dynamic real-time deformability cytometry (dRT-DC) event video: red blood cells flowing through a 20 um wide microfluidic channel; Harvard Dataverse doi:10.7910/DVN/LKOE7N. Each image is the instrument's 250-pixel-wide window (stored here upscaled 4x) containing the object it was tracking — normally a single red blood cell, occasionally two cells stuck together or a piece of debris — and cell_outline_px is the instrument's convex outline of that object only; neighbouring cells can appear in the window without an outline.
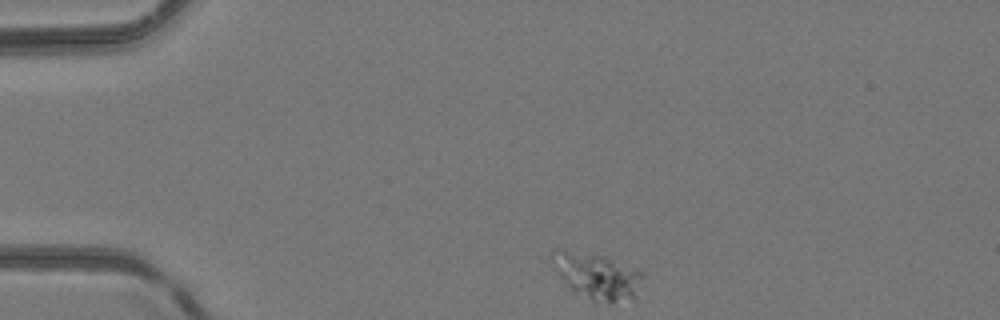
{"species": "common noctule bat (a hibernating species)", "species_latin": "Nyctalus noctula", "temperature_condition": "room temperature", "stored_images_in_passage": 41, "camera_frame_rate_fps": 3000, "um_per_image_px": 0.085, "animal": {"sex": "female", "body_mass_g": 24.6, "forearm_length_mm": 56.2}, "frame": {"image": 1, "passage_image": 1, "time_ms": 0.0, "image_size_px": [1000, 320], "cell_outline_px": [[644, 276], [636, 296], [612, 304], [592, 304], [564, 284], [552, 268], [548, 260], [548, 256], [556, 248], [564, 248], [604, 256], [644, 272]], "centroid_in_image_um": [50.65, 23.47], "position_along_channel_um": 34.4, "area_um2": 25.49}}
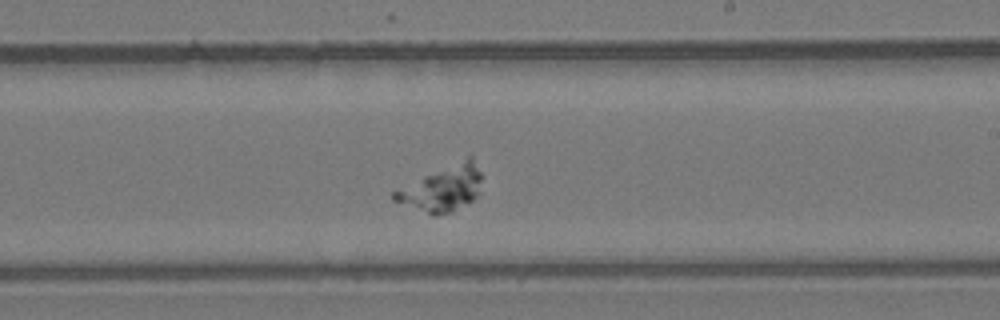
{"frame": {"image": 2, "passage_image": 21, "time_ms": 6.667, "image_size_px": [1000, 320], "cell_outline_px": [[480, 180], [476, 196], [472, 200], [452, 212], [436, 216], [432, 216], [392, 200], [392, 192], [424, 176], [468, 156], [472, 156], [480, 172]], "centroid_in_image_um": [37.57, 16.05], "position_along_channel_um": 251.4, "area_um2": 22.72}}
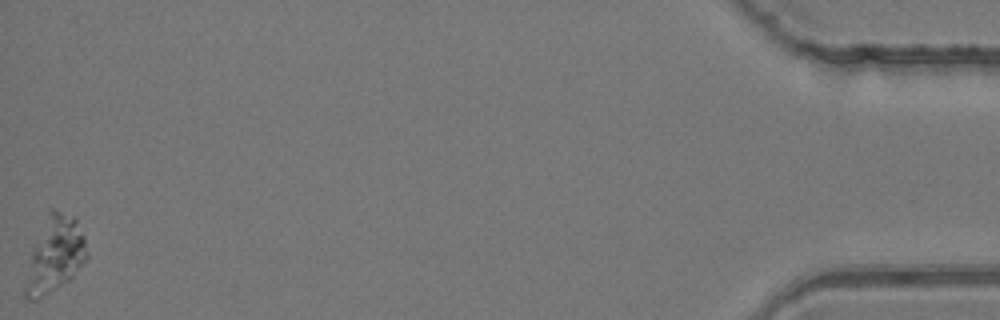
{"frame": {"image": 3, "passage_image": 41, "time_ms": 13.333, "image_size_px": [1000, 320], "cell_outline_px": [[88, 256], [72, 280], [36, 300], [24, 300], [24, 288], [32, 252], [48, 208], [52, 208], [76, 216], [84, 236], [88, 252]], "centroid_in_image_um": [4.7, 21.64], "position_along_channel_um": 430.5, "area_um2": 27.34}}